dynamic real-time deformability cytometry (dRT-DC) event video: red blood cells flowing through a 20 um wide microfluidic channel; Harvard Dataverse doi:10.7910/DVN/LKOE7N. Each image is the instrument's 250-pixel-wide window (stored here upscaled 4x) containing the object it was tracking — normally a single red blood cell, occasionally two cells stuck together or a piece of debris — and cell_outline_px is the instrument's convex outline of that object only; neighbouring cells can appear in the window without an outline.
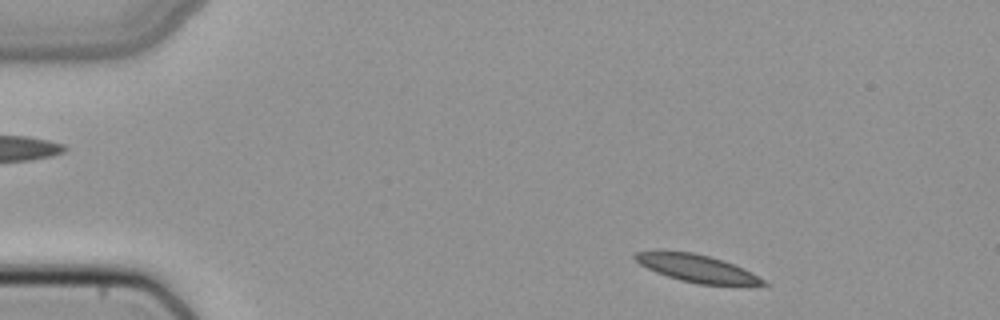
{"species": "common noctule bat (a hibernating species)", "species_latin": "Nyctalus noctula", "temperature_condition": "cold", "stored_images_in_passage": 46, "camera_frame_rate_fps": 3000, "um_per_image_px": 0.085, "animal": {"sex": "female", "body_mass_g": 22.7, "forearm_length_mm": 54.2}, "frame": {"image": 1, "passage_image": 3, "time_ms": 0.667, "image_size_px": [1000, 320], "cell_outline_px": [[768, 284], [700, 284], [680, 280], [656, 272], [640, 264], [632, 256], [636, 252], [660, 248], [692, 252], [708, 256], [732, 264], [764, 280]], "centroid_in_image_um": [59.04, 22.75], "position_along_channel_um": 26.0, "area_um2": 20.17}}
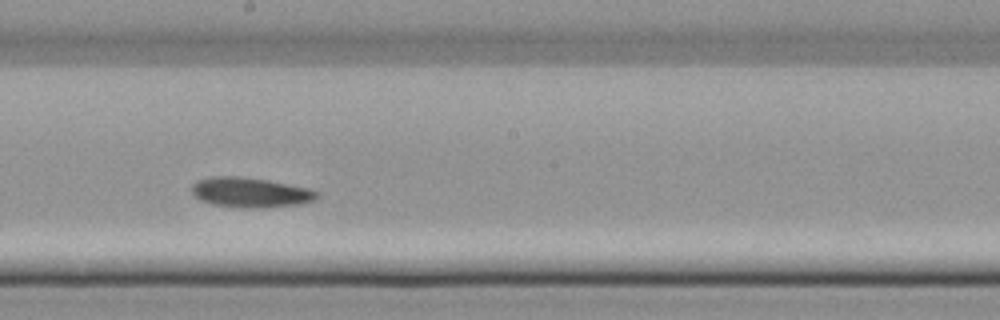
{"frame": {"image": 2, "passage_image": 24, "time_ms": 7.667, "image_size_px": [1000, 320], "cell_outline_px": [[320, 196], [312, 200], [300, 204], [260, 208], [244, 208], [212, 204], [200, 200], [192, 192], [192, 184], [196, 180], [208, 176], [240, 176], [268, 180], [308, 188], [320, 192]], "centroid_in_image_um": [21.26, 16.35], "position_along_channel_um": 226.9, "area_um2": 21.96}}
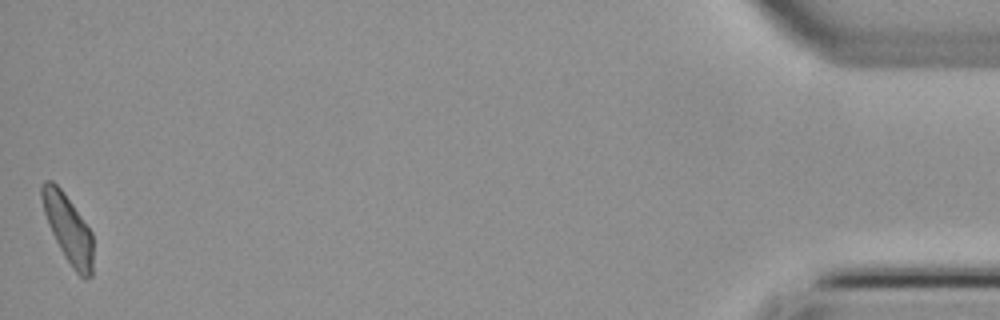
{"frame": {"image": 3, "passage_image": 46, "time_ms": 15.0, "image_size_px": [1000, 320], "cell_outline_px": [[92, 276], [84, 280], [72, 268], [64, 256], [48, 224], [44, 212], [40, 196], [40, 184], [44, 180], [52, 180], [64, 192], [92, 232]], "centroid_in_image_um": [5.77, 19.41], "position_along_channel_um": 429.4, "area_um2": 20.23}}